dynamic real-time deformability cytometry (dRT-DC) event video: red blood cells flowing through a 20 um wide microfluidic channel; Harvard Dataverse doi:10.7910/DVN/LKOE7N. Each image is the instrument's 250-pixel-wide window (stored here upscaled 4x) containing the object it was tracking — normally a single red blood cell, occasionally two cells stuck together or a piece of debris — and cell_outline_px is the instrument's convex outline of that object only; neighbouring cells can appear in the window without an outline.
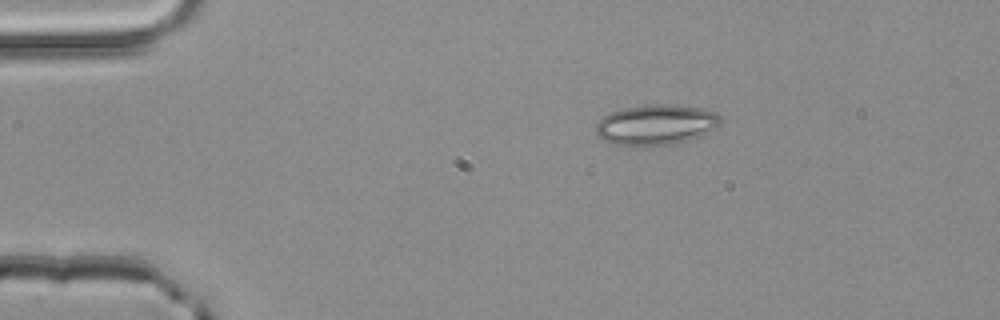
{"species": "common noctule bat (a hibernating species)", "species_latin": "Nyctalus noctula", "temperature_condition": "room temperature", "stored_images_in_passage": 43, "camera_frame_rate_fps": 3000, "um_per_image_px": 0.085, "animal": {"sex": "male", "body_mass_g": 20.4}, "frame": {"image": 1, "passage_image": 1, "time_ms": 0.0, "image_size_px": [1000, 320], "cell_outline_px": [[720, 124], [716, 128], [688, 140], [668, 144], [616, 144], [600, 136], [596, 132], [596, 124], [604, 116], [612, 112], [624, 108], [652, 104], [672, 104], [704, 108], [716, 112], [720, 116]], "centroid_in_image_um": [55.82, 10.56], "position_along_channel_um": 29.2, "area_um2": 28.55}}
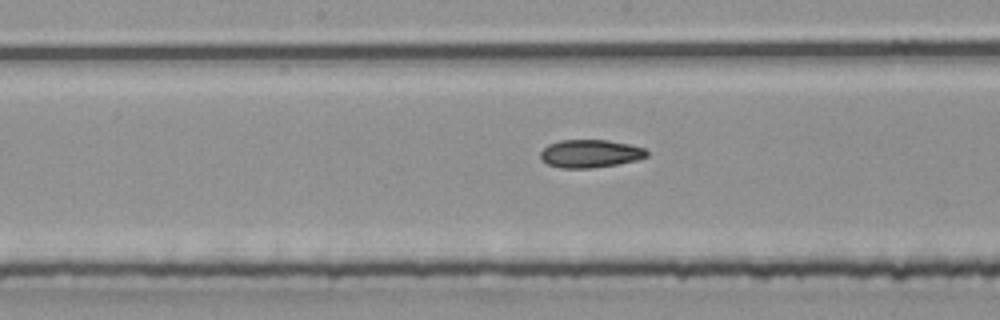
{"frame": {"image": 2, "passage_image": 18, "time_ms": 5.667, "image_size_px": [1000, 320], "cell_outline_px": [[648, 156], [636, 160], [616, 164], [588, 168], [560, 168], [548, 164], [540, 156], [540, 152], [548, 144], [560, 140], [608, 140], [628, 144], [644, 148], [648, 152]], "centroid_in_image_um": [50.16, 13.05], "position_along_channel_um": 198.0, "area_um2": 17.17}}
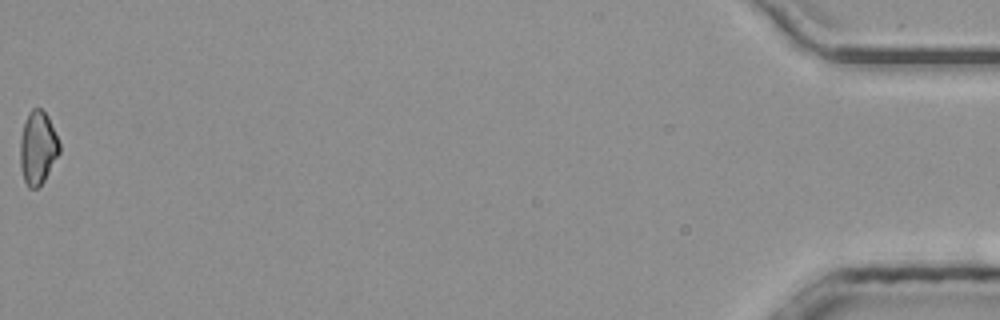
{"frame": {"image": 3, "passage_image": 43, "time_ms": 14.0, "image_size_px": [1000, 320], "cell_outline_px": [[60, 152], [44, 180], [36, 188], [28, 188], [24, 180], [20, 168], [20, 140], [24, 124], [28, 112], [32, 108], [40, 108], [48, 116], [60, 144]], "centroid_in_image_um": [3.2, 12.56], "position_along_channel_um": 432.0, "area_um2": 16.65}, "authors_computed_cell_mechanics": {"area_um2": 17.1088, "velocity_mm_per_s": 4.0832, "shape_relaxation_time_tau1_ms": null, "shape_relaxation_time_tau2_ms": 11.1096, "deformation_change_tau1": null, "deformation_change_tau2": 0.156}}